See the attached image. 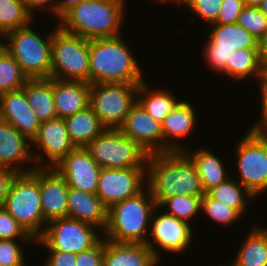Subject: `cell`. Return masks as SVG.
Listing matches in <instances>:
<instances>
[{
  "label": "cell",
  "mask_w": 267,
  "mask_h": 266,
  "mask_svg": "<svg viewBox=\"0 0 267 266\" xmlns=\"http://www.w3.org/2000/svg\"><path fill=\"white\" fill-rule=\"evenodd\" d=\"M146 182L157 206L176 195L205 194L195 165L183 151L150 154Z\"/></svg>",
  "instance_id": "obj_1"
},
{
  "label": "cell",
  "mask_w": 267,
  "mask_h": 266,
  "mask_svg": "<svg viewBox=\"0 0 267 266\" xmlns=\"http://www.w3.org/2000/svg\"><path fill=\"white\" fill-rule=\"evenodd\" d=\"M122 35L89 40V84L142 83V68Z\"/></svg>",
  "instance_id": "obj_2"
},
{
  "label": "cell",
  "mask_w": 267,
  "mask_h": 266,
  "mask_svg": "<svg viewBox=\"0 0 267 266\" xmlns=\"http://www.w3.org/2000/svg\"><path fill=\"white\" fill-rule=\"evenodd\" d=\"M125 1L83 0L57 20L58 25L87 40L119 36L123 19H126Z\"/></svg>",
  "instance_id": "obj_3"
},
{
  "label": "cell",
  "mask_w": 267,
  "mask_h": 266,
  "mask_svg": "<svg viewBox=\"0 0 267 266\" xmlns=\"http://www.w3.org/2000/svg\"><path fill=\"white\" fill-rule=\"evenodd\" d=\"M157 207L147 187L136 196L112 205L107 211L103 237L118 243H146Z\"/></svg>",
  "instance_id": "obj_4"
},
{
  "label": "cell",
  "mask_w": 267,
  "mask_h": 266,
  "mask_svg": "<svg viewBox=\"0 0 267 266\" xmlns=\"http://www.w3.org/2000/svg\"><path fill=\"white\" fill-rule=\"evenodd\" d=\"M31 23L5 35V50L28 79L51 78L53 29L42 36Z\"/></svg>",
  "instance_id": "obj_5"
},
{
  "label": "cell",
  "mask_w": 267,
  "mask_h": 266,
  "mask_svg": "<svg viewBox=\"0 0 267 266\" xmlns=\"http://www.w3.org/2000/svg\"><path fill=\"white\" fill-rule=\"evenodd\" d=\"M39 190V167L30 172L19 173L13 180L4 208L34 238H39L45 231Z\"/></svg>",
  "instance_id": "obj_6"
},
{
  "label": "cell",
  "mask_w": 267,
  "mask_h": 266,
  "mask_svg": "<svg viewBox=\"0 0 267 266\" xmlns=\"http://www.w3.org/2000/svg\"><path fill=\"white\" fill-rule=\"evenodd\" d=\"M51 78L89 83V40L53 29Z\"/></svg>",
  "instance_id": "obj_7"
},
{
  "label": "cell",
  "mask_w": 267,
  "mask_h": 266,
  "mask_svg": "<svg viewBox=\"0 0 267 266\" xmlns=\"http://www.w3.org/2000/svg\"><path fill=\"white\" fill-rule=\"evenodd\" d=\"M85 149L101 168L147 167L149 153L119 129H105Z\"/></svg>",
  "instance_id": "obj_8"
},
{
  "label": "cell",
  "mask_w": 267,
  "mask_h": 266,
  "mask_svg": "<svg viewBox=\"0 0 267 266\" xmlns=\"http://www.w3.org/2000/svg\"><path fill=\"white\" fill-rule=\"evenodd\" d=\"M141 83L90 84L89 106L106 129H119L137 103Z\"/></svg>",
  "instance_id": "obj_9"
},
{
  "label": "cell",
  "mask_w": 267,
  "mask_h": 266,
  "mask_svg": "<svg viewBox=\"0 0 267 266\" xmlns=\"http://www.w3.org/2000/svg\"><path fill=\"white\" fill-rule=\"evenodd\" d=\"M97 230L96 226L77 219L57 218L47 222L44 233L35 239V243L46 250L77 254L91 248L103 237Z\"/></svg>",
  "instance_id": "obj_10"
},
{
  "label": "cell",
  "mask_w": 267,
  "mask_h": 266,
  "mask_svg": "<svg viewBox=\"0 0 267 266\" xmlns=\"http://www.w3.org/2000/svg\"><path fill=\"white\" fill-rule=\"evenodd\" d=\"M236 144L238 175L233 178H239L242 186L260 198L267 191V146L251 129Z\"/></svg>",
  "instance_id": "obj_11"
},
{
  "label": "cell",
  "mask_w": 267,
  "mask_h": 266,
  "mask_svg": "<svg viewBox=\"0 0 267 266\" xmlns=\"http://www.w3.org/2000/svg\"><path fill=\"white\" fill-rule=\"evenodd\" d=\"M203 47L204 62L212 70L227 75V62L233 50L258 48V40L237 23L211 24Z\"/></svg>",
  "instance_id": "obj_12"
},
{
  "label": "cell",
  "mask_w": 267,
  "mask_h": 266,
  "mask_svg": "<svg viewBox=\"0 0 267 266\" xmlns=\"http://www.w3.org/2000/svg\"><path fill=\"white\" fill-rule=\"evenodd\" d=\"M157 207L153 213L150 233L146 245L151 249L155 258L161 262L163 250L164 254L178 253L184 254L191 247L193 236L192 226L175 216L160 212ZM156 211H158L156 213ZM151 236V237H150ZM187 250V251H186ZM184 252V253H182Z\"/></svg>",
  "instance_id": "obj_13"
},
{
  "label": "cell",
  "mask_w": 267,
  "mask_h": 266,
  "mask_svg": "<svg viewBox=\"0 0 267 266\" xmlns=\"http://www.w3.org/2000/svg\"><path fill=\"white\" fill-rule=\"evenodd\" d=\"M146 187V167L101 168L96 195L108 209L118 202L136 196Z\"/></svg>",
  "instance_id": "obj_14"
},
{
  "label": "cell",
  "mask_w": 267,
  "mask_h": 266,
  "mask_svg": "<svg viewBox=\"0 0 267 266\" xmlns=\"http://www.w3.org/2000/svg\"><path fill=\"white\" fill-rule=\"evenodd\" d=\"M31 146L37 149L36 153L32 150L36 167H54L76 148L69 138L65 121L62 118L42 122L37 135L31 141Z\"/></svg>",
  "instance_id": "obj_15"
},
{
  "label": "cell",
  "mask_w": 267,
  "mask_h": 266,
  "mask_svg": "<svg viewBox=\"0 0 267 266\" xmlns=\"http://www.w3.org/2000/svg\"><path fill=\"white\" fill-rule=\"evenodd\" d=\"M54 169L71 188L96 194L101 167L85 147H76Z\"/></svg>",
  "instance_id": "obj_16"
},
{
  "label": "cell",
  "mask_w": 267,
  "mask_h": 266,
  "mask_svg": "<svg viewBox=\"0 0 267 266\" xmlns=\"http://www.w3.org/2000/svg\"><path fill=\"white\" fill-rule=\"evenodd\" d=\"M119 130L149 154L163 153L161 123L137 102L127 114Z\"/></svg>",
  "instance_id": "obj_17"
},
{
  "label": "cell",
  "mask_w": 267,
  "mask_h": 266,
  "mask_svg": "<svg viewBox=\"0 0 267 266\" xmlns=\"http://www.w3.org/2000/svg\"><path fill=\"white\" fill-rule=\"evenodd\" d=\"M30 145L31 141L25 135L0 118V167L10 168L18 173L32 171L36 165ZM27 164L31 165L28 169L23 167Z\"/></svg>",
  "instance_id": "obj_18"
},
{
  "label": "cell",
  "mask_w": 267,
  "mask_h": 266,
  "mask_svg": "<svg viewBox=\"0 0 267 266\" xmlns=\"http://www.w3.org/2000/svg\"><path fill=\"white\" fill-rule=\"evenodd\" d=\"M0 118L30 141L37 135L41 124L33 113L23 88L0 95Z\"/></svg>",
  "instance_id": "obj_19"
},
{
  "label": "cell",
  "mask_w": 267,
  "mask_h": 266,
  "mask_svg": "<svg viewBox=\"0 0 267 266\" xmlns=\"http://www.w3.org/2000/svg\"><path fill=\"white\" fill-rule=\"evenodd\" d=\"M69 186L54 167H39V190L44 219L67 217Z\"/></svg>",
  "instance_id": "obj_20"
},
{
  "label": "cell",
  "mask_w": 267,
  "mask_h": 266,
  "mask_svg": "<svg viewBox=\"0 0 267 266\" xmlns=\"http://www.w3.org/2000/svg\"><path fill=\"white\" fill-rule=\"evenodd\" d=\"M193 103L181 98L177 106L161 122L163 133V153L183 151L187 147L179 138H186L195 130L197 113Z\"/></svg>",
  "instance_id": "obj_21"
},
{
  "label": "cell",
  "mask_w": 267,
  "mask_h": 266,
  "mask_svg": "<svg viewBox=\"0 0 267 266\" xmlns=\"http://www.w3.org/2000/svg\"><path fill=\"white\" fill-rule=\"evenodd\" d=\"M53 95L57 118L65 119L89 106L90 84L53 78Z\"/></svg>",
  "instance_id": "obj_22"
},
{
  "label": "cell",
  "mask_w": 267,
  "mask_h": 266,
  "mask_svg": "<svg viewBox=\"0 0 267 266\" xmlns=\"http://www.w3.org/2000/svg\"><path fill=\"white\" fill-rule=\"evenodd\" d=\"M108 209L96 195L69 187L67 196V217L77 219L100 228L107 225Z\"/></svg>",
  "instance_id": "obj_23"
},
{
  "label": "cell",
  "mask_w": 267,
  "mask_h": 266,
  "mask_svg": "<svg viewBox=\"0 0 267 266\" xmlns=\"http://www.w3.org/2000/svg\"><path fill=\"white\" fill-rule=\"evenodd\" d=\"M146 243H118L104 238L103 266H157Z\"/></svg>",
  "instance_id": "obj_24"
},
{
  "label": "cell",
  "mask_w": 267,
  "mask_h": 266,
  "mask_svg": "<svg viewBox=\"0 0 267 266\" xmlns=\"http://www.w3.org/2000/svg\"><path fill=\"white\" fill-rule=\"evenodd\" d=\"M183 152L195 165L205 194L233 175L228 173L229 170L224 167L222 159L209 149H184Z\"/></svg>",
  "instance_id": "obj_25"
},
{
  "label": "cell",
  "mask_w": 267,
  "mask_h": 266,
  "mask_svg": "<svg viewBox=\"0 0 267 266\" xmlns=\"http://www.w3.org/2000/svg\"><path fill=\"white\" fill-rule=\"evenodd\" d=\"M23 89L33 113L41 123L57 118L54 107L53 78L28 79Z\"/></svg>",
  "instance_id": "obj_26"
},
{
  "label": "cell",
  "mask_w": 267,
  "mask_h": 266,
  "mask_svg": "<svg viewBox=\"0 0 267 266\" xmlns=\"http://www.w3.org/2000/svg\"><path fill=\"white\" fill-rule=\"evenodd\" d=\"M64 121L75 147H86L106 129L90 106L65 118Z\"/></svg>",
  "instance_id": "obj_27"
},
{
  "label": "cell",
  "mask_w": 267,
  "mask_h": 266,
  "mask_svg": "<svg viewBox=\"0 0 267 266\" xmlns=\"http://www.w3.org/2000/svg\"><path fill=\"white\" fill-rule=\"evenodd\" d=\"M232 260L236 266H267V232L253 225Z\"/></svg>",
  "instance_id": "obj_28"
},
{
  "label": "cell",
  "mask_w": 267,
  "mask_h": 266,
  "mask_svg": "<svg viewBox=\"0 0 267 266\" xmlns=\"http://www.w3.org/2000/svg\"><path fill=\"white\" fill-rule=\"evenodd\" d=\"M146 82L144 80L139 84L137 102L155 120L161 123L166 115L177 106L180 100L174 94L170 93V90L166 91L158 87L156 90L151 89Z\"/></svg>",
  "instance_id": "obj_29"
},
{
  "label": "cell",
  "mask_w": 267,
  "mask_h": 266,
  "mask_svg": "<svg viewBox=\"0 0 267 266\" xmlns=\"http://www.w3.org/2000/svg\"><path fill=\"white\" fill-rule=\"evenodd\" d=\"M261 61L258 48L233 50L227 62V77L236 82L254 77L259 80Z\"/></svg>",
  "instance_id": "obj_30"
},
{
  "label": "cell",
  "mask_w": 267,
  "mask_h": 266,
  "mask_svg": "<svg viewBox=\"0 0 267 266\" xmlns=\"http://www.w3.org/2000/svg\"><path fill=\"white\" fill-rule=\"evenodd\" d=\"M235 178L230 177L217 187L212 188L206 194L215 200L221 201L230 208H233L241 217L248 209V202L256 197L250 193L244 186L237 182Z\"/></svg>",
  "instance_id": "obj_31"
},
{
  "label": "cell",
  "mask_w": 267,
  "mask_h": 266,
  "mask_svg": "<svg viewBox=\"0 0 267 266\" xmlns=\"http://www.w3.org/2000/svg\"><path fill=\"white\" fill-rule=\"evenodd\" d=\"M22 0H0V31L6 35L33 22Z\"/></svg>",
  "instance_id": "obj_32"
},
{
  "label": "cell",
  "mask_w": 267,
  "mask_h": 266,
  "mask_svg": "<svg viewBox=\"0 0 267 266\" xmlns=\"http://www.w3.org/2000/svg\"><path fill=\"white\" fill-rule=\"evenodd\" d=\"M27 80L19 63L5 49L0 52V95L22 89Z\"/></svg>",
  "instance_id": "obj_33"
},
{
  "label": "cell",
  "mask_w": 267,
  "mask_h": 266,
  "mask_svg": "<svg viewBox=\"0 0 267 266\" xmlns=\"http://www.w3.org/2000/svg\"><path fill=\"white\" fill-rule=\"evenodd\" d=\"M202 196L176 195L165 199L158 207L166 214L175 216L177 219L188 222L201 213ZM167 206V207H166Z\"/></svg>",
  "instance_id": "obj_34"
},
{
  "label": "cell",
  "mask_w": 267,
  "mask_h": 266,
  "mask_svg": "<svg viewBox=\"0 0 267 266\" xmlns=\"http://www.w3.org/2000/svg\"><path fill=\"white\" fill-rule=\"evenodd\" d=\"M205 217H209L213 220L214 224H219L221 226H232L235 222L240 220L241 217L233 208H230L221 201L210 198L207 194L202 196L201 200V214Z\"/></svg>",
  "instance_id": "obj_35"
},
{
  "label": "cell",
  "mask_w": 267,
  "mask_h": 266,
  "mask_svg": "<svg viewBox=\"0 0 267 266\" xmlns=\"http://www.w3.org/2000/svg\"><path fill=\"white\" fill-rule=\"evenodd\" d=\"M237 24L251 33L257 40L267 31V16L258 7H244Z\"/></svg>",
  "instance_id": "obj_36"
},
{
  "label": "cell",
  "mask_w": 267,
  "mask_h": 266,
  "mask_svg": "<svg viewBox=\"0 0 267 266\" xmlns=\"http://www.w3.org/2000/svg\"><path fill=\"white\" fill-rule=\"evenodd\" d=\"M19 241L25 246L35 242V240L0 239V266H27L25 252Z\"/></svg>",
  "instance_id": "obj_37"
},
{
  "label": "cell",
  "mask_w": 267,
  "mask_h": 266,
  "mask_svg": "<svg viewBox=\"0 0 267 266\" xmlns=\"http://www.w3.org/2000/svg\"><path fill=\"white\" fill-rule=\"evenodd\" d=\"M223 0H183L180 5H185L191 12L201 17V20L213 24L219 15Z\"/></svg>",
  "instance_id": "obj_38"
},
{
  "label": "cell",
  "mask_w": 267,
  "mask_h": 266,
  "mask_svg": "<svg viewBox=\"0 0 267 266\" xmlns=\"http://www.w3.org/2000/svg\"><path fill=\"white\" fill-rule=\"evenodd\" d=\"M0 239L35 240L4 207L0 208Z\"/></svg>",
  "instance_id": "obj_39"
},
{
  "label": "cell",
  "mask_w": 267,
  "mask_h": 266,
  "mask_svg": "<svg viewBox=\"0 0 267 266\" xmlns=\"http://www.w3.org/2000/svg\"><path fill=\"white\" fill-rule=\"evenodd\" d=\"M104 237L91 248L76 254V266H103Z\"/></svg>",
  "instance_id": "obj_40"
},
{
  "label": "cell",
  "mask_w": 267,
  "mask_h": 266,
  "mask_svg": "<svg viewBox=\"0 0 267 266\" xmlns=\"http://www.w3.org/2000/svg\"><path fill=\"white\" fill-rule=\"evenodd\" d=\"M244 7L243 0H223L217 20L213 24L237 23L238 16Z\"/></svg>",
  "instance_id": "obj_41"
},
{
  "label": "cell",
  "mask_w": 267,
  "mask_h": 266,
  "mask_svg": "<svg viewBox=\"0 0 267 266\" xmlns=\"http://www.w3.org/2000/svg\"><path fill=\"white\" fill-rule=\"evenodd\" d=\"M48 257L43 266H76V254L55 250H47Z\"/></svg>",
  "instance_id": "obj_42"
},
{
  "label": "cell",
  "mask_w": 267,
  "mask_h": 266,
  "mask_svg": "<svg viewBox=\"0 0 267 266\" xmlns=\"http://www.w3.org/2000/svg\"><path fill=\"white\" fill-rule=\"evenodd\" d=\"M19 173L16 170L0 167V208H3L13 180Z\"/></svg>",
  "instance_id": "obj_43"
},
{
  "label": "cell",
  "mask_w": 267,
  "mask_h": 266,
  "mask_svg": "<svg viewBox=\"0 0 267 266\" xmlns=\"http://www.w3.org/2000/svg\"><path fill=\"white\" fill-rule=\"evenodd\" d=\"M55 1L56 0H22L26 10L32 15V17H35L34 16L35 14H33V13L42 7L46 8V9L48 7V11L51 12L52 15L54 16L53 13H54V8H55ZM45 5H46V7H45Z\"/></svg>",
  "instance_id": "obj_44"
},
{
  "label": "cell",
  "mask_w": 267,
  "mask_h": 266,
  "mask_svg": "<svg viewBox=\"0 0 267 266\" xmlns=\"http://www.w3.org/2000/svg\"><path fill=\"white\" fill-rule=\"evenodd\" d=\"M260 90V98L261 101V118L260 121H256L252 126H266L267 125V84H258Z\"/></svg>",
  "instance_id": "obj_45"
},
{
  "label": "cell",
  "mask_w": 267,
  "mask_h": 266,
  "mask_svg": "<svg viewBox=\"0 0 267 266\" xmlns=\"http://www.w3.org/2000/svg\"><path fill=\"white\" fill-rule=\"evenodd\" d=\"M82 1L83 0H56L54 8V15L56 16V19L60 20L70 9L77 6Z\"/></svg>",
  "instance_id": "obj_46"
},
{
  "label": "cell",
  "mask_w": 267,
  "mask_h": 266,
  "mask_svg": "<svg viewBox=\"0 0 267 266\" xmlns=\"http://www.w3.org/2000/svg\"><path fill=\"white\" fill-rule=\"evenodd\" d=\"M258 51L260 60H267V31L258 40Z\"/></svg>",
  "instance_id": "obj_47"
},
{
  "label": "cell",
  "mask_w": 267,
  "mask_h": 266,
  "mask_svg": "<svg viewBox=\"0 0 267 266\" xmlns=\"http://www.w3.org/2000/svg\"><path fill=\"white\" fill-rule=\"evenodd\" d=\"M249 129L253 130L267 146V126H251Z\"/></svg>",
  "instance_id": "obj_48"
},
{
  "label": "cell",
  "mask_w": 267,
  "mask_h": 266,
  "mask_svg": "<svg viewBox=\"0 0 267 266\" xmlns=\"http://www.w3.org/2000/svg\"><path fill=\"white\" fill-rule=\"evenodd\" d=\"M260 77L258 80V84H267V60H260Z\"/></svg>",
  "instance_id": "obj_49"
},
{
  "label": "cell",
  "mask_w": 267,
  "mask_h": 266,
  "mask_svg": "<svg viewBox=\"0 0 267 266\" xmlns=\"http://www.w3.org/2000/svg\"><path fill=\"white\" fill-rule=\"evenodd\" d=\"M246 7H258L263 0H243Z\"/></svg>",
  "instance_id": "obj_50"
},
{
  "label": "cell",
  "mask_w": 267,
  "mask_h": 266,
  "mask_svg": "<svg viewBox=\"0 0 267 266\" xmlns=\"http://www.w3.org/2000/svg\"><path fill=\"white\" fill-rule=\"evenodd\" d=\"M260 11L267 16V0H263L261 4L258 6Z\"/></svg>",
  "instance_id": "obj_51"
},
{
  "label": "cell",
  "mask_w": 267,
  "mask_h": 266,
  "mask_svg": "<svg viewBox=\"0 0 267 266\" xmlns=\"http://www.w3.org/2000/svg\"><path fill=\"white\" fill-rule=\"evenodd\" d=\"M3 39L5 40V35L0 31V52L5 49V41L3 42Z\"/></svg>",
  "instance_id": "obj_52"
},
{
  "label": "cell",
  "mask_w": 267,
  "mask_h": 266,
  "mask_svg": "<svg viewBox=\"0 0 267 266\" xmlns=\"http://www.w3.org/2000/svg\"><path fill=\"white\" fill-rule=\"evenodd\" d=\"M154 1H158V2H163V4H164V2L166 3H169V2H171L172 4L173 3H177L178 5L183 1V0H154Z\"/></svg>",
  "instance_id": "obj_53"
},
{
  "label": "cell",
  "mask_w": 267,
  "mask_h": 266,
  "mask_svg": "<svg viewBox=\"0 0 267 266\" xmlns=\"http://www.w3.org/2000/svg\"><path fill=\"white\" fill-rule=\"evenodd\" d=\"M218 266H236V264L232 261V263H230L229 265L221 264V265H218Z\"/></svg>",
  "instance_id": "obj_54"
},
{
  "label": "cell",
  "mask_w": 267,
  "mask_h": 266,
  "mask_svg": "<svg viewBox=\"0 0 267 266\" xmlns=\"http://www.w3.org/2000/svg\"><path fill=\"white\" fill-rule=\"evenodd\" d=\"M262 228L267 232V226H262Z\"/></svg>",
  "instance_id": "obj_55"
}]
</instances>
